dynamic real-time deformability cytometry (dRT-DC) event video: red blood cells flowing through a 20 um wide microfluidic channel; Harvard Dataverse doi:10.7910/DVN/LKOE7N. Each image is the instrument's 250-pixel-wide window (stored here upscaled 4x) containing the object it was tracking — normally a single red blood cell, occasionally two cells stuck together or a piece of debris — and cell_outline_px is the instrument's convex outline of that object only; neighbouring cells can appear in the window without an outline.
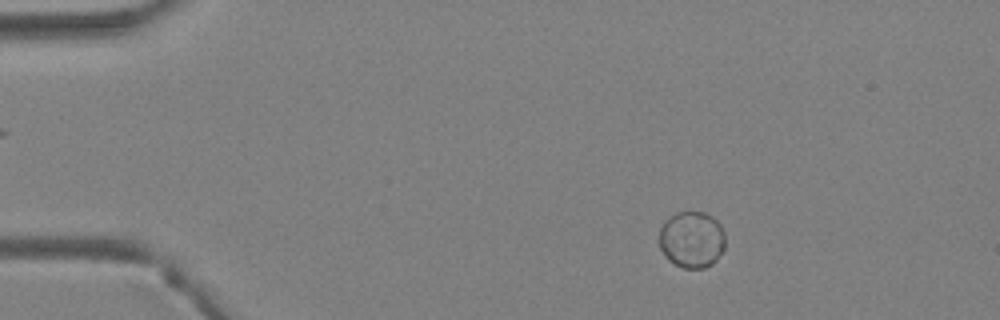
{"species": "Egyptian fruit bat (a non-hibernating species)", "species_latin": "Rousettus aegyptiacus", "temperature_condition": "warm", "stored_images_in_passage": 40, "camera_frame_rate_fps": 3000, "um_per_image_px": 0.085, "animal": {"sex": "female"}, "frame": {"image": 1, "passage_image": 5, "time_ms": 1.333, "image_size_px": [1000, 320], "cell_outline_px": [[724, 248], [716, 260], [712, 264], [704, 268], [684, 268], [668, 260], [664, 256], [660, 248], [660, 228], [664, 220], [668, 216], [676, 212], [704, 212], [712, 216], [720, 224], [724, 232]], "centroid_in_image_um": [58.79, 20.35], "position_along_channel_um": 26.2, "area_um2": 21.91}}
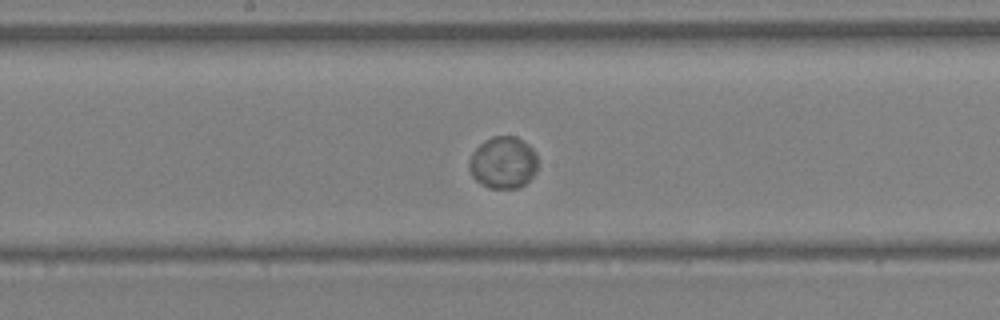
{"frame": {"image": 2, "passage_image": 21, "time_ms": 6.667, "image_size_px": [1000, 320], "cell_outline_px": [[536, 172], [520, 188], [488, 188], [480, 184], [472, 176], [468, 168], [468, 160], [472, 152], [484, 140], [492, 136], [516, 136], [528, 144], [536, 152]], "centroid_in_image_um": [42.74, 13.82], "position_along_channel_um": 205.5, "area_um2": 20.98}}
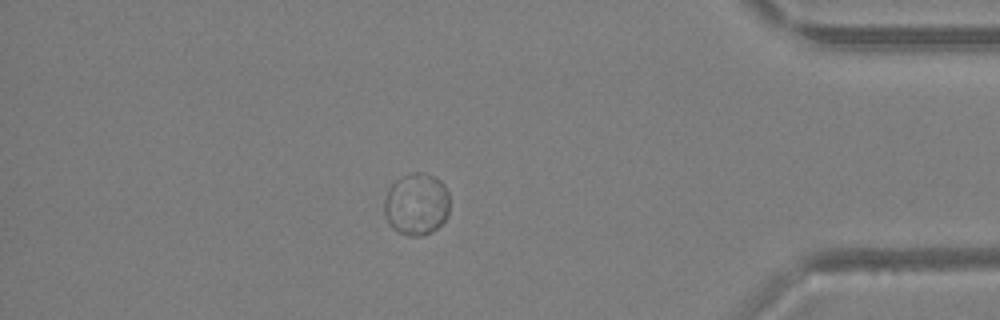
{"frame": {"image": 3, "passage_image": 35, "time_ms": 11.333, "image_size_px": [1000, 320], "cell_outline_px": [[448, 216], [432, 232], [420, 236], [408, 236], [396, 232], [388, 224], [384, 216], [384, 200], [388, 188], [400, 176], [412, 172], [424, 172], [440, 180], [444, 184], [448, 192]], "centroid_in_image_um": [35.37, 17.36], "position_along_channel_um": 399.8, "area_um2": 24.04}, "authors_computed_cell_mechanics": {"area_um2": 21.7328, "velocity_mm_per_s": 4.8597, "shape_relaxation_time_tau1_ms": 0.5517, "shape_relaxation_time_tau2_ms": null, "deformation_change_tau1": 0.0168, "deformation_change_tau2": null}}